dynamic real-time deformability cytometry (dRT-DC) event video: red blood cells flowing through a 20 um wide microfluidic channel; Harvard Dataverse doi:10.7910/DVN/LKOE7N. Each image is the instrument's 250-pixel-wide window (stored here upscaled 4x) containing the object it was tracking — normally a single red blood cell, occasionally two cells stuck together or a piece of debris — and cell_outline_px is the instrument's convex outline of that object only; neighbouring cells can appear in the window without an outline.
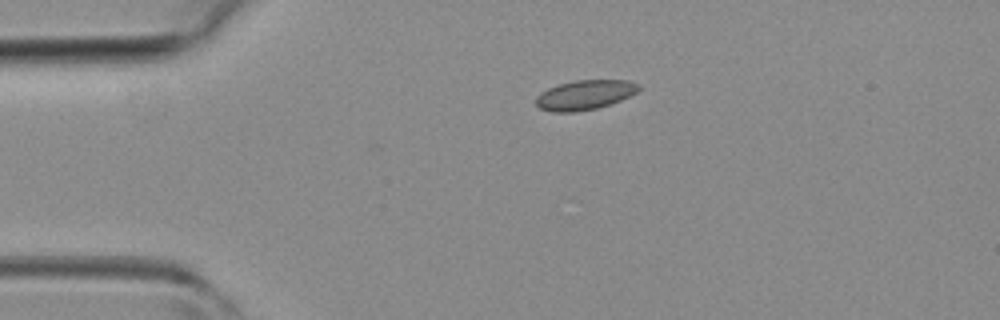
{"species": "common noctule bat (a hibernating species)", "species_latin": "Nyctalus noctula", "temperature_condition": "room temperature", "stored_images_in_passage": 36, "camera_frame_rate_fps": 3000, "um_per_image_px": 0.085, "animal": {"sex": "female", "body_mass_g": 19.3, "forearm_length_mm": 54.1}, "frame": {"image": 1, "passage_image": 1, "time_ms": 0.0, "image_size_px": [1000, 320], "cell_outline_px": [[640, 88], [636, 92], [620, 100], [596, 108], [576, 112], [552, 112], [540, 108], [536, 104], [536, 96], [540, 92], [548, 88], [572, 80], [628, 80], [640, 84]], "centroid_in_image_um": [49.68, 8.06], "position_along_channel_um": 35.3, "area_um2": 17.69}}
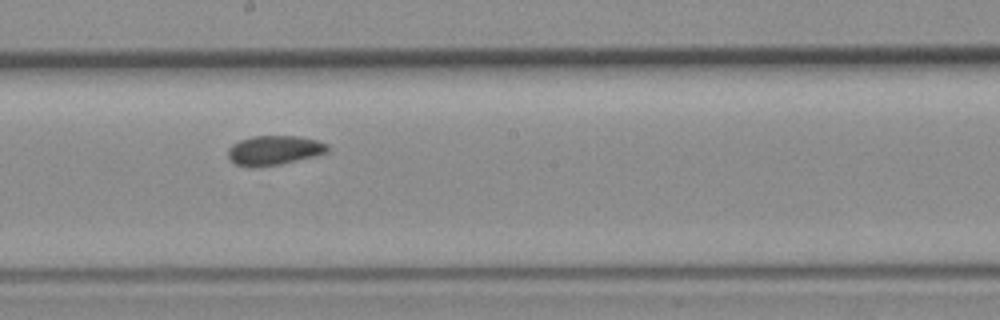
{"frame": {"image": 2, "passage_image": 16, "time_ms": 5.0, "image_size_px": [1000, 320], "cell_outline_px": [[328, 152], [316, 156], [280, 164], [256, 168], [248, 168], [236, 164], [228, 156], [228, 148], [232, 144], [240, 140], [252, 136], [296, 136], [316, 140], [328, 144]], "centroid_in_image_um": [23.29, 12.79], "position_along_channel_um": 224.9, "area_um2": 17.22}}
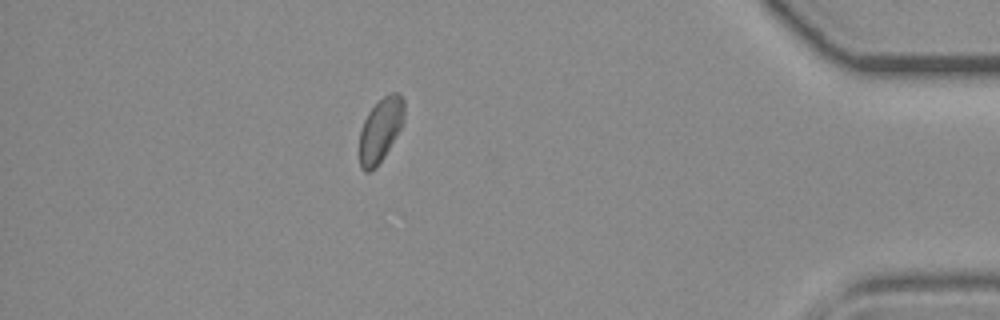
{"frame": {"image": 3, "passage_image": 31, "time_ms": 10.0, "image_size_px": [1000, 320], "cell_outline_px": [[404, 120], [400, 128], [384, 156], [376, 168], [372, 172], [364, 172], [360, 168], [360, 132], [364, 120], [368, 112], [388, 92], [400, 92], [404, 100]], "centroid_in_image_um": [32.34, 11.04], "position_along_channel_um": 402.9, "area_um2": 16.65}}